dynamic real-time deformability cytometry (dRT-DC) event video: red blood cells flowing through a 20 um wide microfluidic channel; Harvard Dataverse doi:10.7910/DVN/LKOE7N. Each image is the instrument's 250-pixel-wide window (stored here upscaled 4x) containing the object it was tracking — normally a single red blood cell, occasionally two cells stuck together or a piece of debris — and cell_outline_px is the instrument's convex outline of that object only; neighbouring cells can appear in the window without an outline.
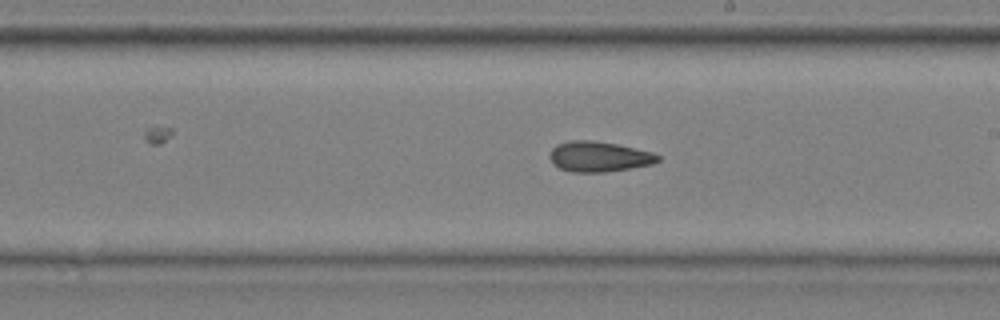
{"species": "common noctule bat (a hibernating species)", "species_latin": "Nyctalus noctula", "temperature_condition": "cold", "stored_images_in_passage": 29, "camera_frame_rate_fps": 3000, "um_per_image_px": 0.085, "animal": {"sex": "male", "body_mass_g": 20.4}, "frame": {"image": 1, "passage_image": 17, "time_ms": 5.333, "image_size_px": [1000, 320], "cell_outline_px": [[660, 160], [652, 164], [604, 172], [572, 172], [560, 168], [552, 164], [548, 156], [552, 148], [556, 144], [568, 140], [592, 140], [616, 144], [652, 152], [660, 156]], "centroid_in_image_um": [50.85, 13.3], "position_along_channel_um": 238.1, "area_um2": 19.13}}
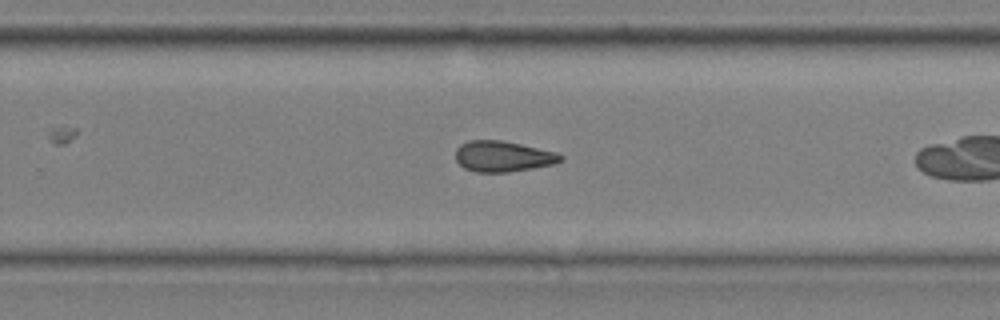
{"frame": {"image": 2, "passage_image": 21, "time_ms": 6.667, "image_size_px": [1000, 320], "cell_outline_px": [[564, 160], [556, 164], [508, 172], [476, 172], [464, 168], [456, 160], [456, 148], [460, 144], [468, 140], [500, 140], [520, 144], [556, 152], [564, 156]], "centroid_in_image_um": [42.76, 13.29], "position_along_channel_um": 287.0, "area_um2": 18.9}}